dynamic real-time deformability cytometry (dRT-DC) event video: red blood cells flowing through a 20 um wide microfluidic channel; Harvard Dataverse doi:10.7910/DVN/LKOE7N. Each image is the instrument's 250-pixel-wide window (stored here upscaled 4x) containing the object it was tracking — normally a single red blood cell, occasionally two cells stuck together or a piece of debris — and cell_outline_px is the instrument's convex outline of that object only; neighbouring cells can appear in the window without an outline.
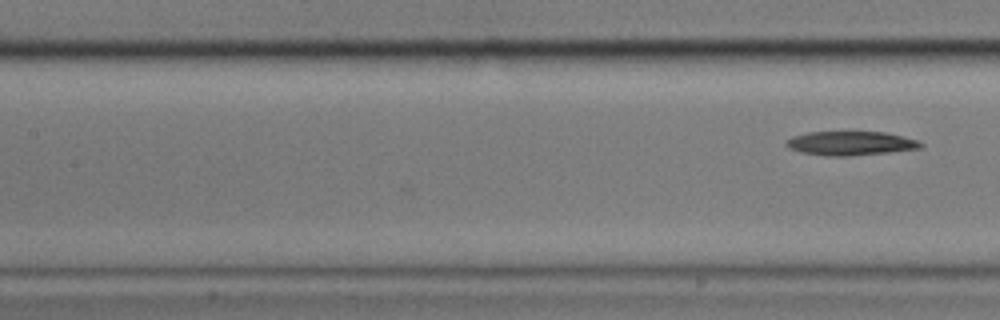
{"species": "common noctule bat (a hibernating species)", "species_latin": "Nyctalus noctula", "temperature_condition": "cold", "stored_images_in_passage": 7, "camera_frame_rate_fps": 3000, "um_per_image_px": 0.085, "animal": {"sex": "male", "body_mass_g": 17.9}, "frame": {"image": 1, "passage_image": 7, "time_ms": 2.0, "image_size_px": [1000, 320], "cell_outline_px": [[924, 148], [852, 156], [824, 156], [800, 152], [788, 148], [784, 144], [792, 136], [808, 132], [884, 132], [904, 136], [920, 140], [924, 144]], "centroid_in_image_um": [72.33, 12.18], "position_along_channel_um": 135.1, "area_um2": 19.07}}